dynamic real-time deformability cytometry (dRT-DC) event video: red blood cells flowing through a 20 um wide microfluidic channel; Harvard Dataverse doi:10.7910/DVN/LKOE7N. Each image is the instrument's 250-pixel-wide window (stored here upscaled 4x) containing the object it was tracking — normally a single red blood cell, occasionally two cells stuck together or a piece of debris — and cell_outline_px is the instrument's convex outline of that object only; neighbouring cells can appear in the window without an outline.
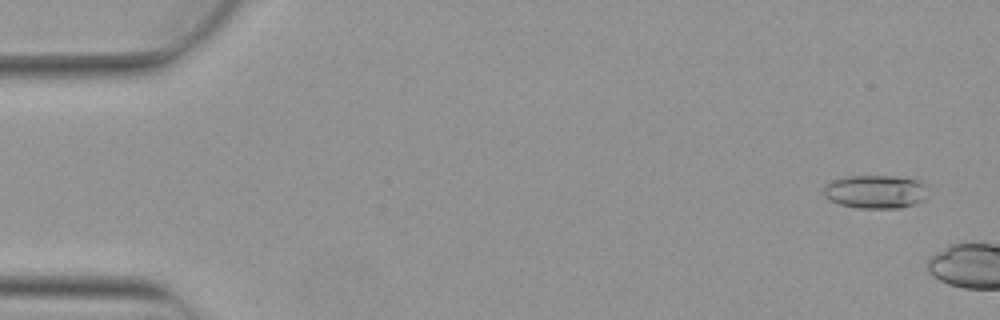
{"species": "Egyptian fruit bat (a non-hibernating species)", "species_latin": "Rousettus aegyptiacus", "temperature_condition": "warm", "stored_images_in_passage": 3, "camera_frame_rate_fps": 3000, "um_per_image_px": 0.085, "animal": {"sex": "female"}, "frame": {"image": 1, "passage_image": 1, "time_ms": 0.0, "image_size_px": [1000, 320], "cell_outline_px": [[924, 200], [916, 204], [900, 208], [860, 208], [840, 204], [832, 200], [824, 192], [824, 184], [840, 176], [916, 176], [924, 184]], "centroid_in_image_um": [74.45, 16.26], "position_along_channel_um": 10.6, "area_um2": 20.52}}